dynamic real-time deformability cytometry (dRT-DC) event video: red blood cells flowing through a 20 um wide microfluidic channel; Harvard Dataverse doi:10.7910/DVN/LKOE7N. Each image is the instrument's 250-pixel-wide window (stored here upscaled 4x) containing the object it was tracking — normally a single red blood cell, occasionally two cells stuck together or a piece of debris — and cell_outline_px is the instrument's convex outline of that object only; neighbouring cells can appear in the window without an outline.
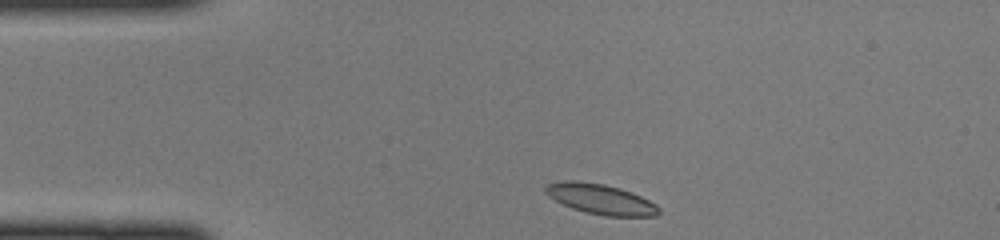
{"species": "common noctule bat (a hibernating species)", "species_latin": "Nyctalus noctula", "temperature_condition": "cold", "stored_images_in_passage": 39, "camera_frame_rate_fps": 3000, "um_per_image_px": 0.085, "animal": {"sex": "female", "body_mass_g": 22.0, "forearm_length_mm": 56.7}, "frame": {"image": 1, "passage_image": 1, "time_ms": 0.0, "image_size_px": [1000, 240], "cell_outline_px": [[660, 212], [656, 216], [604, 216], [584, 212], [572, 208], [548, 196], [544, 192], [544, 188], [548, 184], [560, 180], [576, 180], [604, 184], [620, 188], [632, 192], [656, 204], [660, 208]], "centroid_in_image_um": [51.04, 16.92], "position_along_channel_um": 34.0, "area_um2": 20.06}}
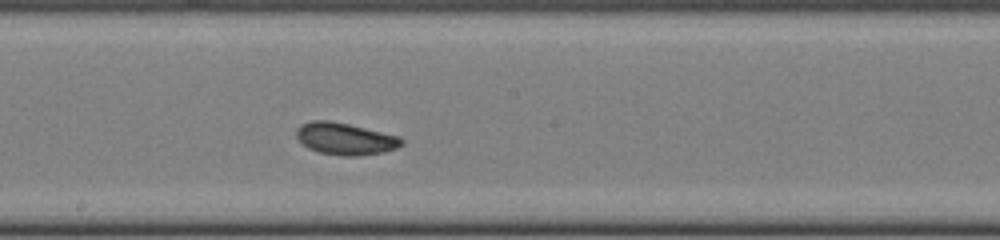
{"frame": {"image": 2, "passage_image": 17, "time_ms": 5.333, "image_size_px": [1000, 240], "cell_outline_px": [[404, 144], [396, 148], [384, 152], [360, 156], [340, 156], [320, 152], [308, 148], [296, 136], [296, 128], [300, 124], [312, 120], [328, 120], [348, 124], [400, 136], [404, 140]], "centroid_in_image_um": [29.36, 11.8], "position_along_channel_um": 218.8, "area_um2": 19.71}}
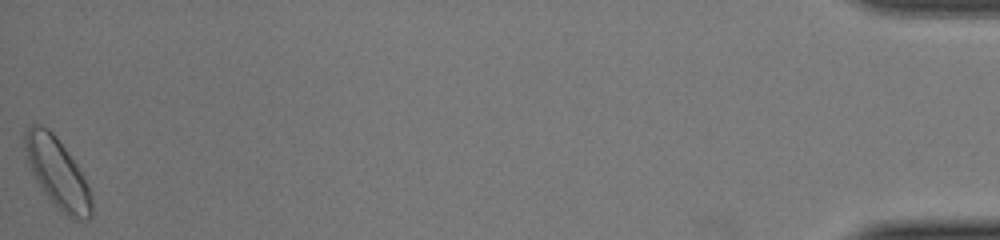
{"frame": {"image": 3, "passage_image": 39, "time_ms": 12.667, "image_size_px": [1000, 240], "cell_outline_px": [[92, 216], [88, 220], [72, 220], [44, 192], [32, 172], [24, 148], [24, 132], [32, 124], [40, 124], [48, 128], [56, 136], [76, 164], [84, 176], [92, 196]], "centroid_in_image_um": [4.9, 14.69], "position_along_channel_um": 430.3, "area_um2": 26.7}}